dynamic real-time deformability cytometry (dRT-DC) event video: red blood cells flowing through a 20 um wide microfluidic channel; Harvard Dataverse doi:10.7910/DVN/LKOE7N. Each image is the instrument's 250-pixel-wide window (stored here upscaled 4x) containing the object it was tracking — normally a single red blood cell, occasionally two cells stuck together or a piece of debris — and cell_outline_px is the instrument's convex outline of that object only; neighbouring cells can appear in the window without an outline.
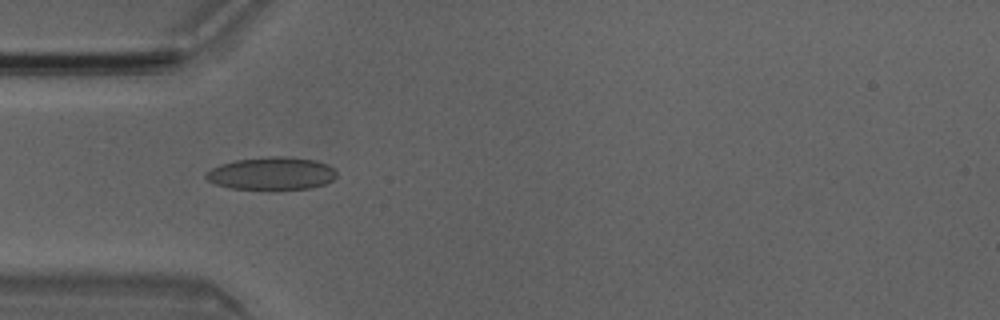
{"species": "Egyptian fruit bat (a non-hibernating species)", "species_latin": "Rousettus aegyptiacus", "temperature_condition": "room temperature", "stored_images_in_passage": 5, "camera_frame_rate_fps": 3000, "um_per_image_px": 0.085, "animal": {"sex": "male"}, "frame": {"image": 1, "passage_image": 5, "time_ms": 1.333, "image_size_px": [1000, 320], "cell_outline_px": [[336, 176], [332, 180], [324, 184], [312, 188], [268, 192], [232, 188], [216, 184], [208, 180], [204, 176], [212, 168], [220, 164], [236, 160], [268, 156], [288, 156], [316, 160], [328, 164], [336, 172]], "centroid_in_image_um": [23.11, 14.78], "position_along_channel_um": 61.9, "area_um2": 25.72}}